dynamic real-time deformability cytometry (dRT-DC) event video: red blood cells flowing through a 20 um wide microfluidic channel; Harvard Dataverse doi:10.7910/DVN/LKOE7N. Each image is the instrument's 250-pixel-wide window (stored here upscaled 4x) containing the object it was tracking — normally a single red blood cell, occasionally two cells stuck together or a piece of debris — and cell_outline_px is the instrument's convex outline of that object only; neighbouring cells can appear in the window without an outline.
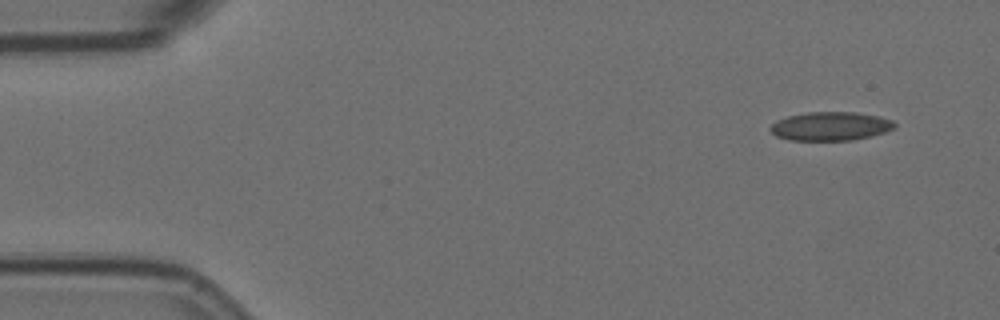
{"species": "Egyptian fruit bat (a non-hibernating species)", "species_latin": "Rousettus aegyptiacus", "temperature_condition": "room temperature", "stored_images_in_passage": 7, "camera_frame_rate_fps": 3000, "um_per_image_px": 0.085, "animal": {"sex": "female"}, "frame": {"image": 1, "passage_image": 1, "time_ms": 0.0, "image_size_px": [1000, 320], "cell_outline_px": [[896, 124], [892, 128], [884, 132], [872, 136], [852, 140], [788, 140], [776, 136], [768, 128], [776, 120], [788, 116], [808, 112], [856, 112], [880, 116], [892, 120]], "centroid_in_image_um": [70.57, 10.72], "position_along_channel_um": 14.4, "area_um2": 20.81}}
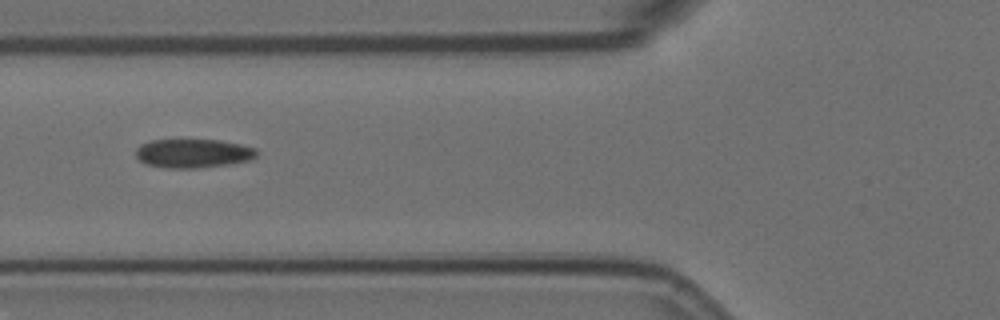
{"frame": {"image": 2, "passage_image": 6, "time_ms": 1.667, "image_size_px": [1000, 320], "cell_outline_px": [[256, 156], [248, 160], [228, 164], [196, 168], [168, 168], [144, 164], [136, 156], [136, 148], [140, 144], [152, 140], [220, 140], [240, 144], [256, 148]], "centroid_in_image_um": [16.38, 13.03], "position_along_channel_um": 109.4, "area_um2": 20.23}}
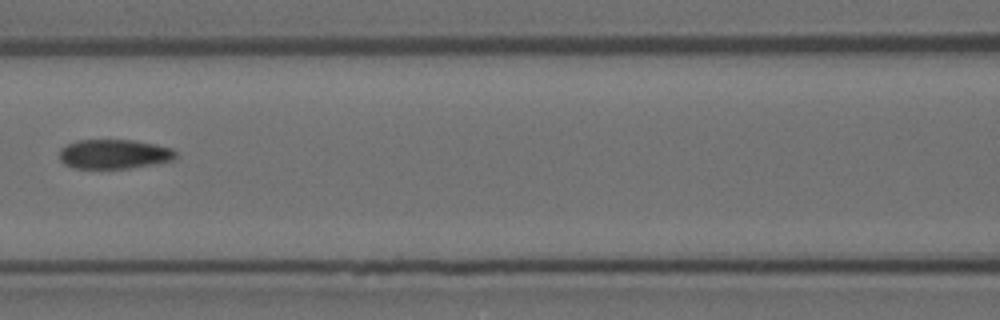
{"frame": {"image": 3, "passage_image": 7, "time_ms": 2.0, "image_size_px": [1000, 320], "cell_outline_px": [[176, 156], [172, 160], [152, 164], [128, 168], [72, 168], [64, 164], [60, 160], [60, 148], [76, 140], [132, 140], [156, 144], [172, 148], [176, 152]], "centroid_in_image_um": [9.67, 13.09], "position_along_channel_um": 156.9, "area_um2": 19.88}}